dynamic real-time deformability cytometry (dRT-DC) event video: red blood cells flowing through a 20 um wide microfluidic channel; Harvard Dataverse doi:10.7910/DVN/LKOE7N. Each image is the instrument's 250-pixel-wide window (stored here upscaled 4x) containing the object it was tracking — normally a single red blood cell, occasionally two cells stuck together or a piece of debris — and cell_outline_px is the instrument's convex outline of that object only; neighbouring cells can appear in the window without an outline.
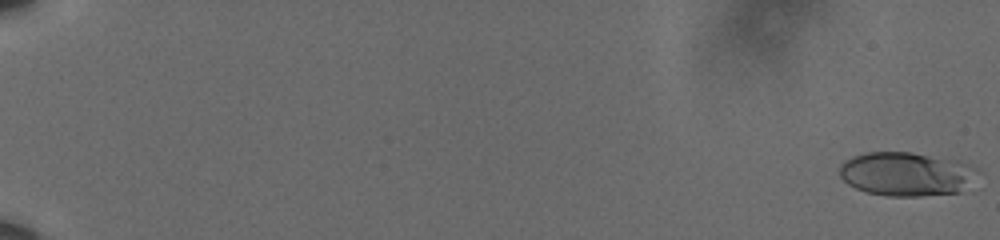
{"species": "human", "species_latin": "Homo sapiens", "temperature_condition": "cold", "stored_images_in_passage": 61, "camera_frame_rate_fps": 3000, "um_per_image_px": 0.085, "donor": {"sex": "male"}, "frame": {"image": 1, "passage_image": 1, "time_ms": 0.0, "image_size_px": [1000, 240], "cell_outline_px": [[984, 172], [960, 192], [920, 196], [888, 196], [868, 192], [856, 188], [848, 184], [840, 176], [840, 164], [844, 160], [852, 156], [864, 152], [912, 152], [960, 160], [980, 168]], "centroid_in_image_um": [77.12, 14.77], "position_along_channel_um": 7.9, "area_um2": 36.01}}
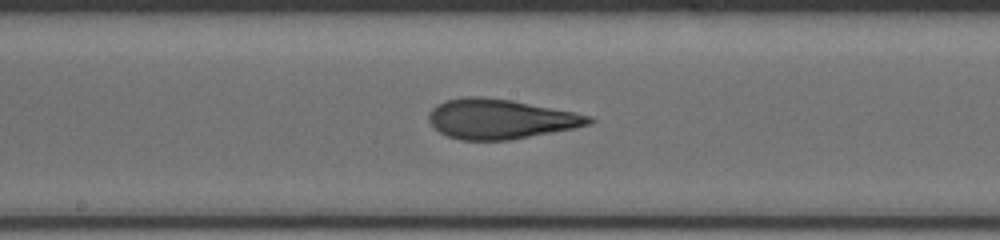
{"frame": {"image": 2, "passage_image": 36, "time_ms": 11.667, "image_size_px": [1000, 240], "cell_outline_px": [[596, 120], [592, 124], [572, 128], [508, 140], [460, 140], [448, 136], [440, 132], [428, 120], [428, 116], [432, 108], [436, 104], [448, 100], [468, 96], [484, 96], [512, 100], [592, 116]], "centroid_in_image_um": [42.51, 10.1], "position_along_channel_um": 205.7, "area_um2": 36.82}}
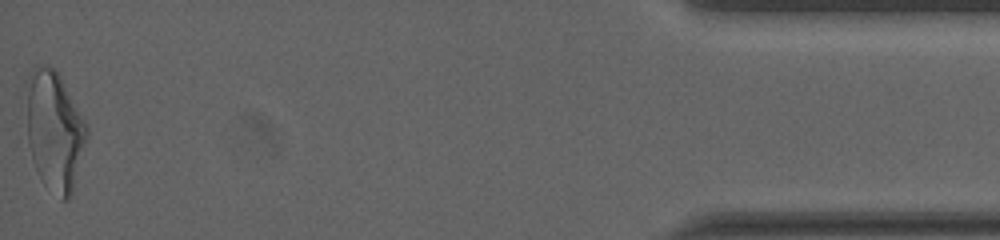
{"frame": {"image": 3, "passage_image": 61, "time_ms": 20.0, "image_size_px": [1000, 240], "cell_outline_px": [[88, 132], [72, 192], [68, 200], [60, 200], [36, 168], [32, 160], [28, 144], [28, 72], [36, 64], [52, 68], [60, 76], [84, 120], [88, 128]], "centroid_in_image_um": [4.63, 11.08], "position_along_channel_um": 430.6, "area_um2": 40.69}, "authors_computed_cell_mechanics": {"area_um2": 36.0672, "velocity_mm_per_s": 3.6173, "shape_relaxation_time_tau1_ms": 6.5181, "shape_relaxation_time_tau2_ms": 1.5462, "deformation_change_tau1": 0.2358, "deformation_change_tau2": 0.1097}}